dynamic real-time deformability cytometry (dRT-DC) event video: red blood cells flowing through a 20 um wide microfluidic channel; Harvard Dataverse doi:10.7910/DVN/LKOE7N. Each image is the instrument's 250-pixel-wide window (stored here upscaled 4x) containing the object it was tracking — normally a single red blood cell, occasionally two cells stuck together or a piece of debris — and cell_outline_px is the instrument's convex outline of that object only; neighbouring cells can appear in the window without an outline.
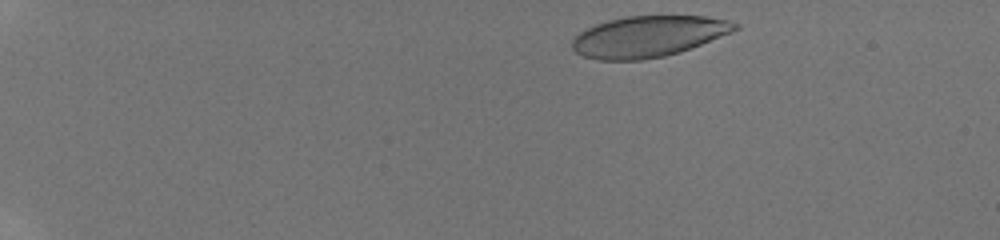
{"species": "human", "species_latin": "Homo sapiens", "temperature_condition": "room temperature", "stored_images_in_passage": 13, "camera_frame_rate_fps": 3000, "um_per_image_px": 0.085, "donor": {"sex": "male"}, "frame": {"image": 1, "passage_image": 2, "time_ms": 0.333, "image_size_px": [1000, 240], "cell_outline_px": [[740, 28], [680, 52], [664, 56], [640, 60], [596, 60], [584, 56], [576, 52], [572, 48], [572, 40], [580, 32], [596, 24], [608, 20], [628, 16], [704, 16], [728, 20], [740, 24]], "centroid_in_image_um": [55.09, 3.1], "position_along_channel_um": 29.9, "area_um2": 38.67}}
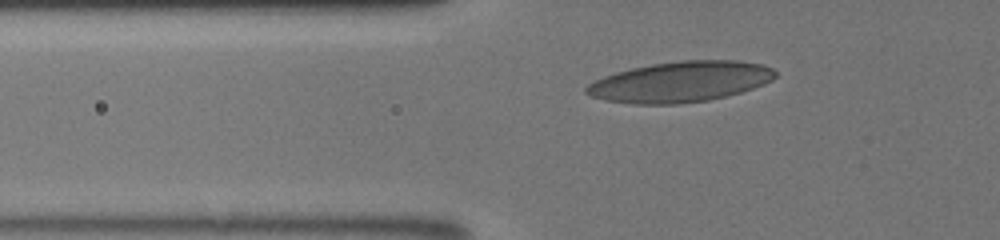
{"frame": {"image": 2, "passage_image": 12, "time_ms": 4.0, "image_size_px": [1000, 240], "cell_outline_px": [[776, 76], [772, 80], [764, 84], [740, 92], [708, 100], [676, 104], [636, 104], [604, 100], [592, 96], [584, 92], [584, 88], [588, 84], [604, 76], [616, 72], [632, 68], [652, 64], [680, 60], [736, 60], [764, 64], [772, 68], [776, 72]], "centroid_in_image_um": [57.83, 6.94], "position_along_channel_um": 68.0, "area_um2": 44.62}}